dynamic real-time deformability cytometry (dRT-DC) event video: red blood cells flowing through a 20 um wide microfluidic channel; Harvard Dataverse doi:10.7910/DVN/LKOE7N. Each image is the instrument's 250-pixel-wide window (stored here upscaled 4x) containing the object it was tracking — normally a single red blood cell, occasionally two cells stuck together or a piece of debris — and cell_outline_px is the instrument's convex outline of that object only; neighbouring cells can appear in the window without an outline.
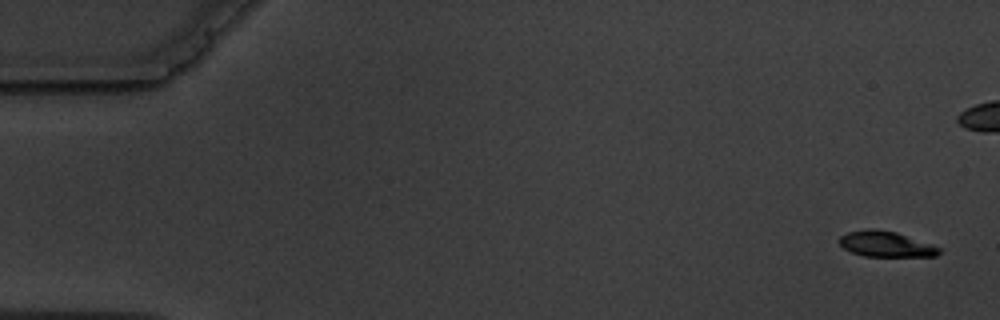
{"species": "common noctule bat (a hibernating species)", "species_latin": "Nyctalus noctula", "temperature_condition": "warm", "stored_images_in_passage": 5, "camera_frame_rate_fps": 3000, "um_per_image_px": 0.085, "animal": {"sex": "male", "body_mass_g": 19.5, "forearm_length_mm": 54.6}, "frame": {"image": 1, "passage_image": 1, "time_ms": 0.0, "image_size_px": [1000, 320], "cell_outline_px": [[940, 252], [936, 256], [864, 256], [852, 252], [844, 248], [840, 244], [840, 236], [848, 232], [868, 228], [872, 228], [896, 232], [932, 244], [940, 248]], "centroid_in_image_um": [75.3, 20.74], "position_along_channel_um": 9.7, "area_um2": 14.74}}